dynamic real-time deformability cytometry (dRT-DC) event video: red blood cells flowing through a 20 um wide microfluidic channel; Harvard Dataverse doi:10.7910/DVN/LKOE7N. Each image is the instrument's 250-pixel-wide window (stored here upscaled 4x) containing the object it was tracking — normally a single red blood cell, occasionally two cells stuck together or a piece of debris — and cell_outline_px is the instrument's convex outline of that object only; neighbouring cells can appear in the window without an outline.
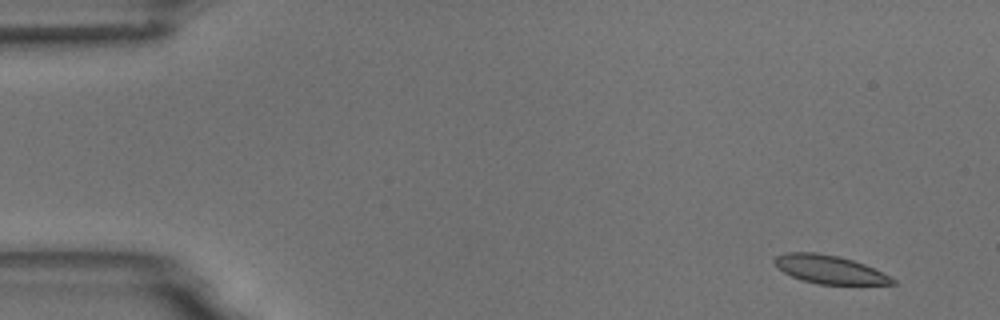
{"species": "common noctule bat (a hibernating species)", "species_latin": "Nyctalus noctula", "temperature_condition": "room temperature", "stored_images_in_passage": 8, "camera_frame_rate_fps": 3000, "um_per_image_px": 0.085, "animal": {"sex": "male", "body_mass_g": 18.8}, "frame": {"image": 1, "passage_image": 2, "time_ms": 1.0, "image_size_px": [1000, 320], "cell_outline_px": [[896, 284], [816, 284], [792, 276], [776, 268], [772, 260], [776, 256], [784, 252], [816, 252], [840, 256], [864, 264], [896, 280]], "centroid_in_image_um": [70.43, 22.89], "position_along_channel_um": 14.6, "area_um2": 19.36}}
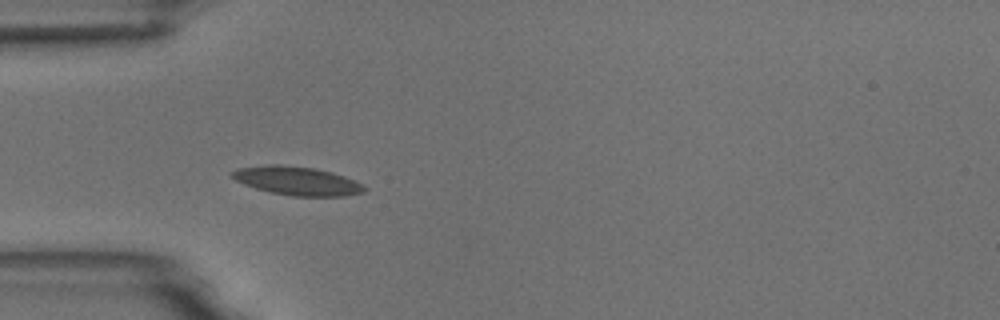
{"frame": {"image": 2, "passage_image": 5, "time_ms": 5.333, "image_size_px": [1000, 320], "cell_outline_px": [[368, 188], [364, 192], [344, 196], [292, 196], [272, 192], [256, 188], [244, 184], [228, 176], [228, 172], [236, 168], [268, 164], [276, 164], [312, 168], [332, 172], [344, 176]], "centroid_in_image_um": [25.18, 15.36], "position_along_channel_um": 59.8, "area_um2": 22.02}}